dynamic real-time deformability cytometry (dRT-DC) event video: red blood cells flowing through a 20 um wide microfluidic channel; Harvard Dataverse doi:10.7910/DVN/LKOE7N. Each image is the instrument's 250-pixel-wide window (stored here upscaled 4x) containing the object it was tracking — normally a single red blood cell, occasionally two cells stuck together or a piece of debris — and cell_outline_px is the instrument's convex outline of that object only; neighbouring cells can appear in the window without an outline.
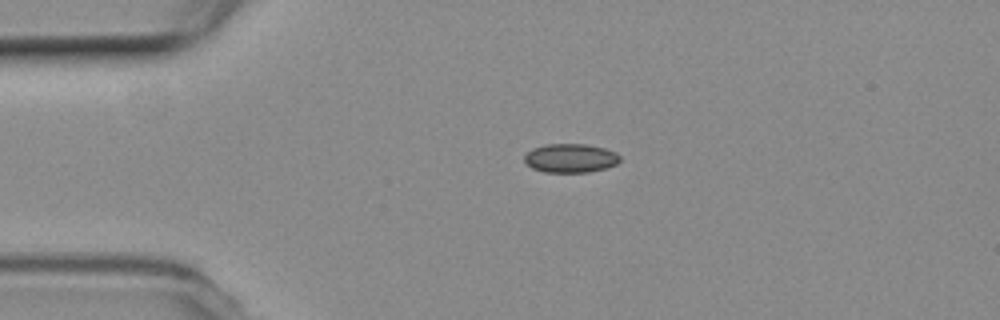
{"species": "common noctule bat (a hibernating species)", "species_latin": "Nyctalus noctula", "temperature_condition": "room temperature", "stored_images_in_passage": 53, "camera_frame_rate_fps": 3000, "um_per_image_px": 0.085, "animal": {"sex": "female", "body_mass_g": 19.3, "forearm_length_mm": 54.1}, "frame": {"image": 1, "passage_image": 11, "time_ms": 3.333, "image_size_px": [1000, 320], "cell_outline_px": [[620, 160], [616, 164], [604, 168], [588, 172], [544, 172], [532, 168], [524, 160], [524, 156], [532, 148], [544, 144], [584, 144], [604, 148], [616, 152], [620, 156]], "centroid_in_image_um": [48.48, 13.43], "position_along_channel_um": 36.5, "area_um2": 16.01}}
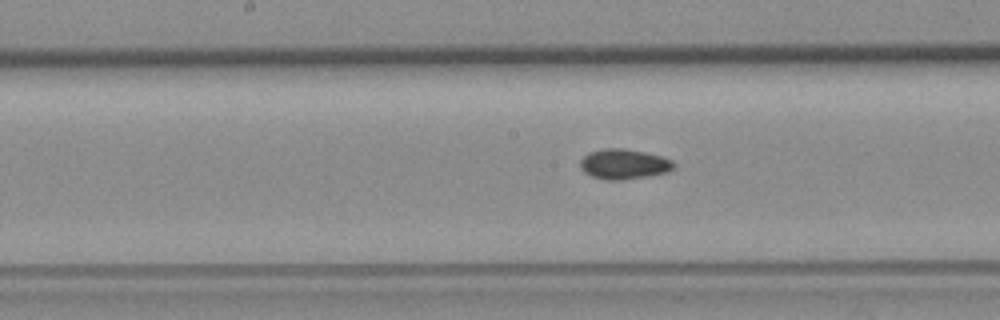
{"frame": {"image": 2, "passage_image": 26, "time_ms": 8.333, "image_size_px": [1000, 320], "cell_outline_px": [[676, 164], [668, 172], [620, 180], [608, 180], [592, 176], [584, 172], [580, 164], [580, 160], [588, 152], [604, 148], [624, 148], [644, 152], [660, 156], [672, 160]], "centroid_in_image_um": [53.01, 13.93], "position_along_channel_um": 195.2, "area_um2": 16.24}}
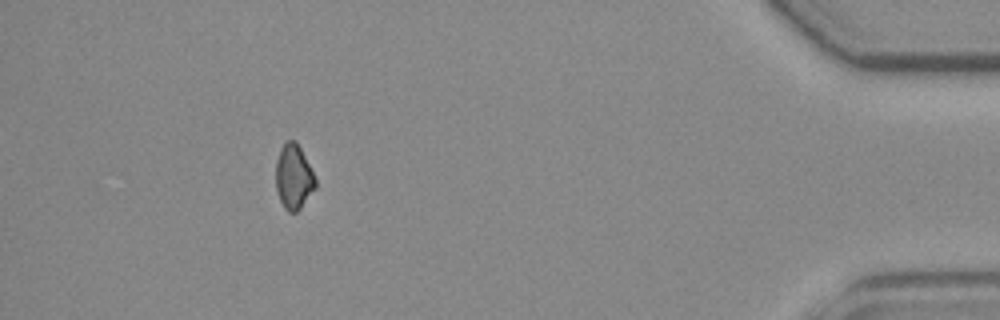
{"frame": {"image": 3, "passage_image": 48, "time_ms": 15.667, "image_size_px": [1000, 320], "cell_outline_px": [[316, 188], [300, 208], [296, 212], [288, 212], [284, 208], [280, 200], [276, 188], [276, 160], [280, 148], [288, 140], [296, 140], [316, 180]], "centroid_in_image_um": [24.95, 15.04], "position_along_channel_um": 410.3, "area_um2": 14.8}}